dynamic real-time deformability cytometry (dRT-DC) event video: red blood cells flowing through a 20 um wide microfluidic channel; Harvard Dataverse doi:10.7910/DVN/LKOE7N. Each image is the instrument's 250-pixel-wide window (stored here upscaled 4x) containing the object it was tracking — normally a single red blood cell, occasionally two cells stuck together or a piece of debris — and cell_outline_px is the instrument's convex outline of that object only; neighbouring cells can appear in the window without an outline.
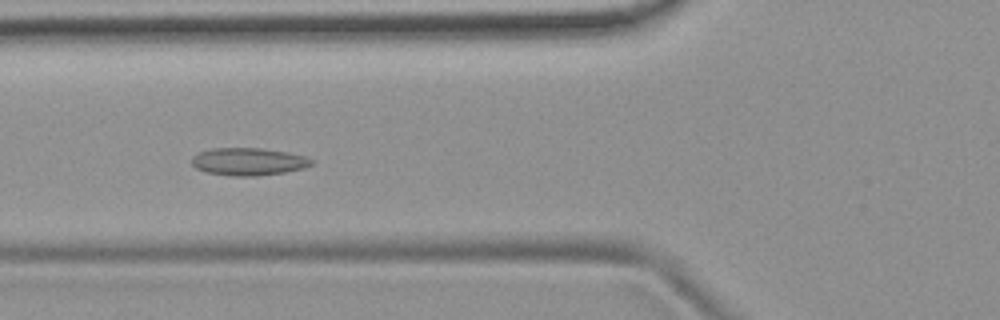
{"species": "common noctule bat (a hibernating species)", "species_latin": "Nyctalus noctula", "temperature_condition": "room temperature", "stored_images_in_passage": 53, "camera_frame_rate_fps": 3000, "um_per_image_px": 0.085, "animal": {"sex": "female", "body_mass_g": 19.9}, "frame": {"image": 1, "passage_image": 20, "time_ms": 6.333, "image_size_px": [1000, 320], "cell_outline_px": [[316, 164], [304, 168], [284, 172], [256, 176], [232, 176], [204, 172], [196, 168], [192, 164], [192, 156], [200, 152], [212, 148], [260, 148], [288, 152], [304, 156], [316, 160]], "centroid_in_image_um": [21.15, 13.74], "position_along_channel_um": 104.6, "area_um2": 19.42}}
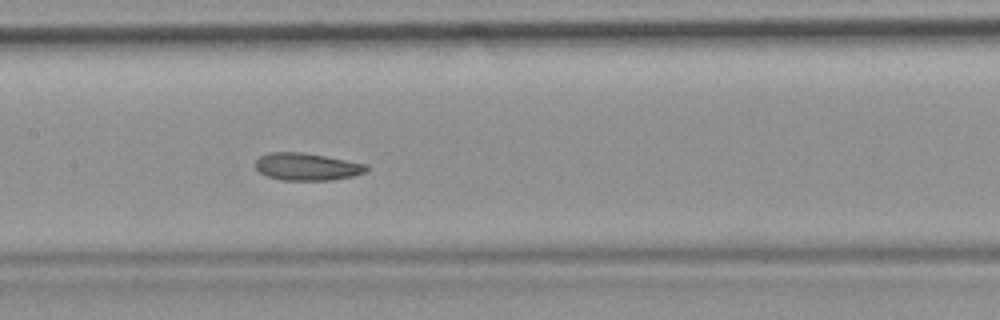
{"frame": {"image": 2, "passage_image": 26, "time_ms": 8.333, "image_size_px": [1000, 320], "cell_outline_px": [[368, 168], [364, 172], [352, 176], [332, 180], [284, 180], [268, 176], [260, 172], [256, 168], [256, 160], [260, 156], [268, 152], [304, 152], [368, 164]], "centroid_in_image_um": [26.09, 14.16], "position_along_channel_um": 181.3, "area_um2": 17.63}}
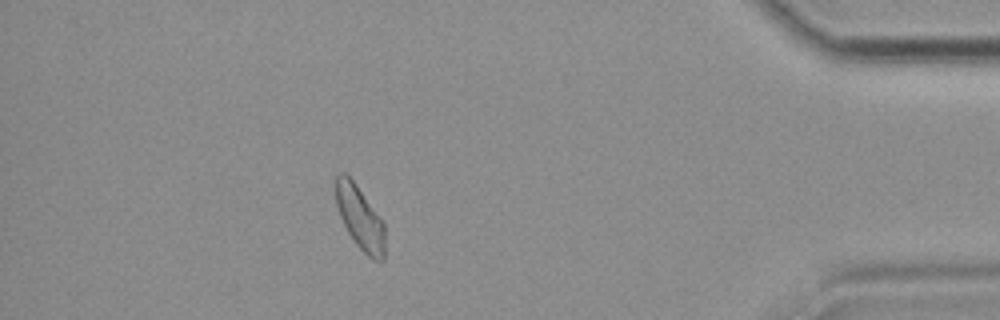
{"frame": {"image": 3, "passage_image": 47, "time_ms": 15.333, "image_size_px": [1000, 320], "cell_outline_px": [[384, 260], [372, 260], [356, 244], [348, 232], [340, 216], [336, 204], [336, 176], [340, 172], [344, 172], [356, 184], [384, 220]], "centroid_in_image_um": [30.61, 18.5], "position_along_channel_um": 404.6, "area_um2": 18.15}, "authors_computed_cell_mechanics": {"area_um2": 18.6116, "velocity_mm_per_s": 3.832, "shape_relaxation_time_tau1_ms": null, "shape_relaxation_time_tau2_ms": 3.451, "deformation_change_tau1": null, "deformation_change_tau2": 0.0857}}